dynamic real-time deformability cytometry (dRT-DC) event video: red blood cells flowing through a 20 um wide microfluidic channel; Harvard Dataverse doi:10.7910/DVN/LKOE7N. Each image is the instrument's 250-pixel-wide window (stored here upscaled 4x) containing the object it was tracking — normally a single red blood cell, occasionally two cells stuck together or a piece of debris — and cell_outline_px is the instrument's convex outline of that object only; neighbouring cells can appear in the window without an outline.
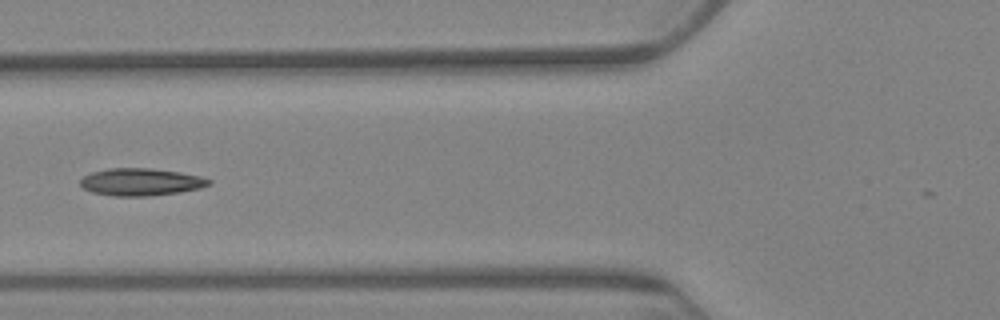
{"species": "Egyptian fruit bat (a non-hibernating species)", "species_latin": "Rousettus aegyptiacus", "temperature_condition": "warm", "stored_images_in_passage": 12, "camera_frame_rate_fps": 3000, "um_per_image_px": 0.085, "animal": {"sex": "female"}, "frame": {"image": 1, "passage_image": 6, "time_ms": 6.667, "image_size_px": [1000, 320], "cell_outline_px": [[212, 184], [200, 188], [180, 192], [148, 196], [112, 196], [92, 192], [84, 188], [80, 184], [80, 180], [84, 176], [92, 172], [108, 168], [152, 168], [180, 172], [200, 176], [212, 180]], "centroid_in_image_um": [11.99, 15.46], "position_along_channel_um": 113.8, "area_um2": 20.58}}
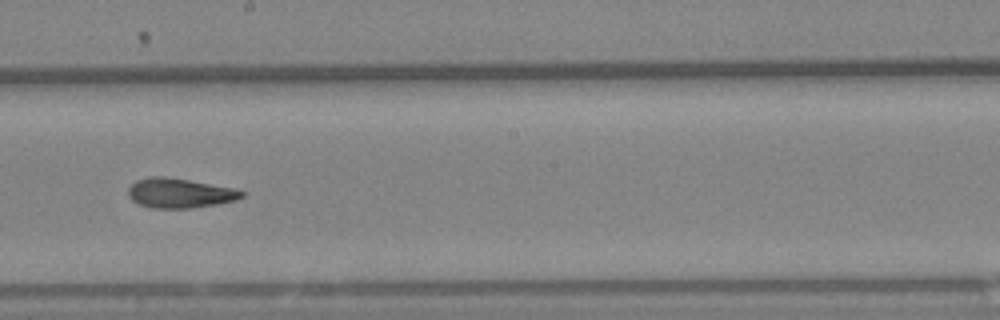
{"frame": {"image": 2, "passage_image": 9, "time_ms": 10.333, "image_size_px": [1000, 320], "cell_outline_px": [[244, 196], [236, 200], [216, 204], [188, 208], [152, 208], [140, 204], [132, 200], [128, 196], [128, 188], [136, 180], [148, 176], [164, 176], [236, 188], [244, 192]], "centroid_in_image_um": [15.26, 16.4], "position_along_channel_um": 232.9, "area_um2": 19.59}}
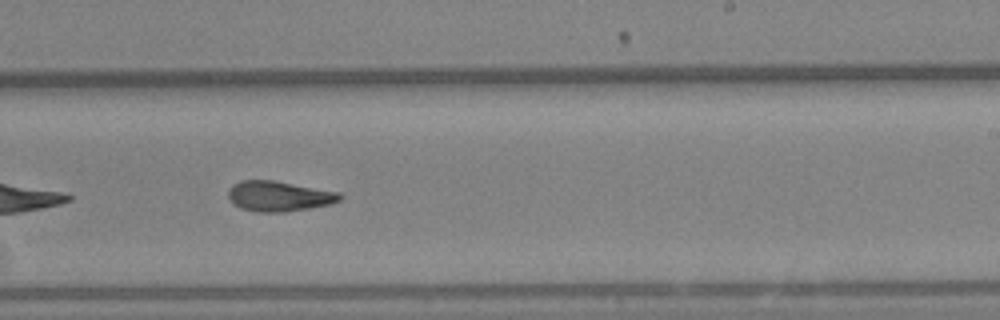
{"frame": {"image": 3, "passage_image": 10, "time_ms": 11.333, "image_size_px": [1000, 320], "cell_outline_px": [[344, 196], [340, 200], [328, 204], [308, 208], [284, 212], [256, 212], [240, 208], [228, 196], [228, 192], [232, 184], [240, 180], [272, 180], [340, 192]], "centroid_in_image_um": [23.71, 16.67], "position_along_channel_um": 265.3, "area_um2": 19.54}}